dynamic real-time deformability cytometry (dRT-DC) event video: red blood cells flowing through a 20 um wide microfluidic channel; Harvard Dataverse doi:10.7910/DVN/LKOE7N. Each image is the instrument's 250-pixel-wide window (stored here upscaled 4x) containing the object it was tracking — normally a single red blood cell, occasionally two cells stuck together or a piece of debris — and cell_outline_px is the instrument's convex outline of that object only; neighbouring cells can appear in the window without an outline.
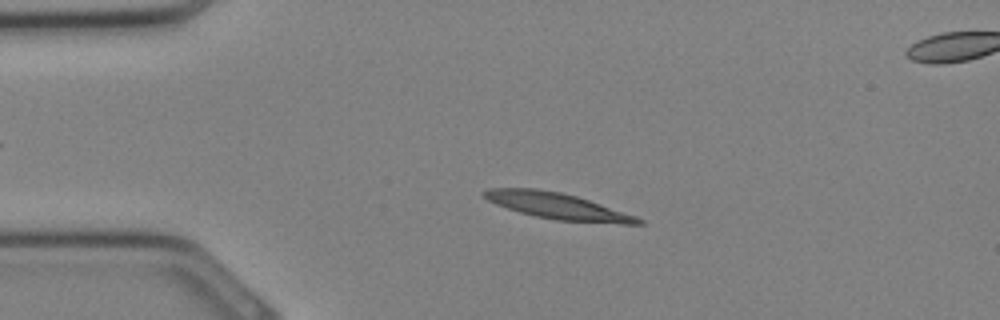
{"species": "Egyptian fruit bat (a non-hibernating species)", "species_latin": "Rousettus aegyptiacus", "temperature_condition": "cold", "stored_images_in_passage": 32, "camera_frame_rate_fps": 3000, "um_per_image_px": 0.085, "animal": {"sex": "female"}, "frame": {"image": 1, "passage_image": 6, "time_ms": 1.667, "image_size_px": [1000, 320], "cell_outline_px": [[644, 224], [620, 224], [556, 220], [536, 216], [520, 212], [496, 204], [488, 200], [480, 192], [488, 188], [536, 188], [560, 192], [576, 196], [636, 216], [644, 220]], "centroid_in_image_um": [47.39, 17.51], "position_along_channel_um": 37.6, "area_um2": 23.35}}
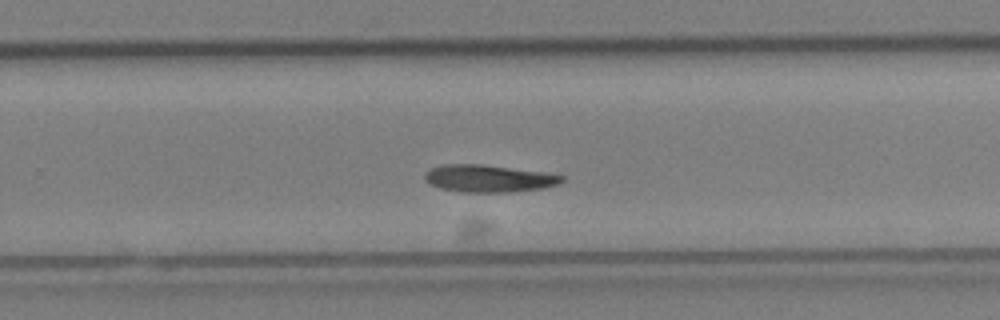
{"frame": {"image": 2, "passage_image": 20, "time_ms": 6.333, "image_size_px": [1000, 320], "cell_outline_px": [[564, 180], [560, 184], [544, 188], [508, 192], [460, 192], [440, 188], [428, 184], [424, 180], [424, 172], [432, 168], [444, 164], [480, 164], [544, 172], [564, 176]], "centroid_in_image_um": [41.51, 15.17], "position_along_channel_um": 288.3, "area_um2": 21.91}}
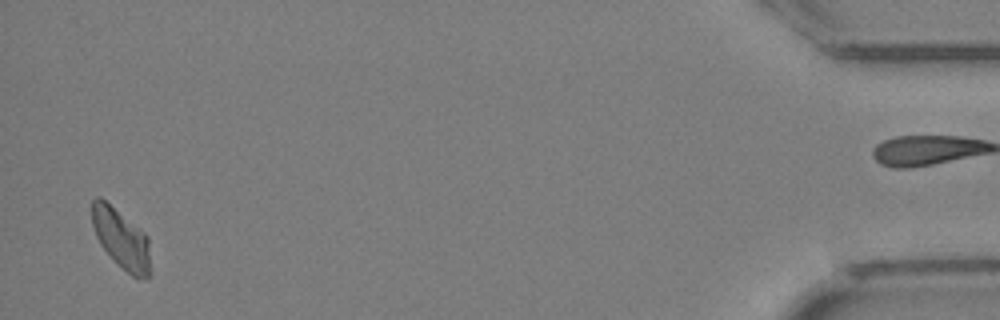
{"frame": {"image": 3, "passage_image": 31, "time_ms": 10.0, "image_size_px": [1000, 320], "cell_outline_px": [[152, 272], [148, 276], [132, 276], [100, 244], [96, 236], [92, 224], [92, 200], [96, 196], [100, 196], [140, 228], [148, 236]], "centroid_in_image_um": [10.33, 20.25], "position_along_channel_um": 424.9, "area_um2": 20.11}}